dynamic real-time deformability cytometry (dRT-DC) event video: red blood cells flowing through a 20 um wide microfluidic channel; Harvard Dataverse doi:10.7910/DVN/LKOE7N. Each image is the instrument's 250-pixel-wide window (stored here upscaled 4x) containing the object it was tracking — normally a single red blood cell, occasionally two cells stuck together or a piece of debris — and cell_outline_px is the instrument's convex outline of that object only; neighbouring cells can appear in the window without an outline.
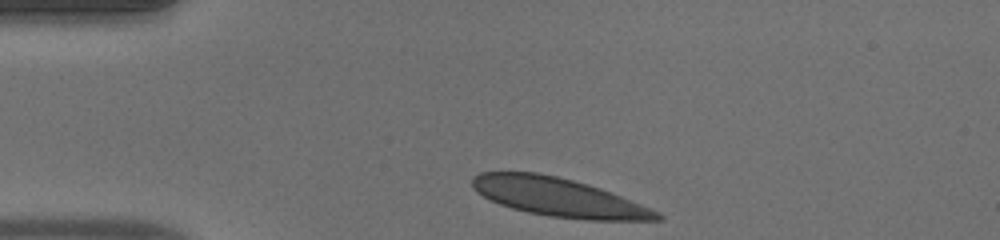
{"species": "human", "species_latin": "Homo sapiens", "temperature_condition": "warm", "stored_images_in_passage": 10, "camera_frame_rate_fps": 3000, "um_per_image_px": 0.085, "donor": {"sex": "male"}, "frame": {"image": 1, "passage_image": 1, "time_ms": 0.0, "image_size_px": [1000, 240], "cell_outline_px": [[664, 216], [660, 220], [588, 220], [548, 216], [528, 212], [512, 208], [500, 204], [484, 196], [472, 184], [472, 180], [480, 172], [536, 172], [556, 176], [572, 180], [608, 192], [648, 208]], "centroid_in_image_um": [47.43, 16.77], "position_along_channel_um": 37.6, "area_um2": 40.23}}
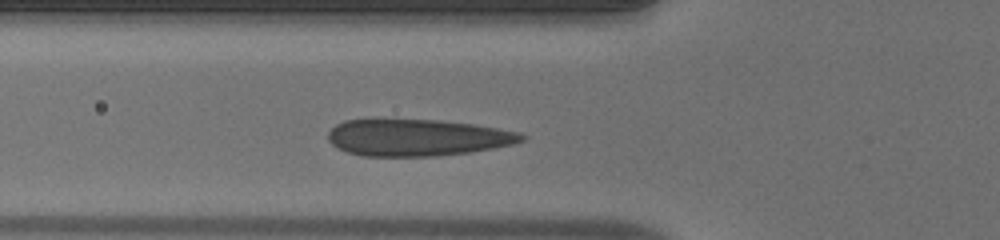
{"frame": {"image": 2, "passage_image": 8, "time_ms": 2.333, "image_size_px": [1000, 240], "cell_outline_px": [[528, 136], [524, 140], [512, 144], [492, 148], [468, 152], [436, 156], [364, 156], [348, 152], [332, 144], [328, 140], [328, 132], [336, 124], [344, 120], [436, 120], [472, 124], [496, 128], [516, 132]], "centroid_in_image_um": [35.45, 11.7], "position_along_channel_um": 90.3, "area_um2": 40.98}}